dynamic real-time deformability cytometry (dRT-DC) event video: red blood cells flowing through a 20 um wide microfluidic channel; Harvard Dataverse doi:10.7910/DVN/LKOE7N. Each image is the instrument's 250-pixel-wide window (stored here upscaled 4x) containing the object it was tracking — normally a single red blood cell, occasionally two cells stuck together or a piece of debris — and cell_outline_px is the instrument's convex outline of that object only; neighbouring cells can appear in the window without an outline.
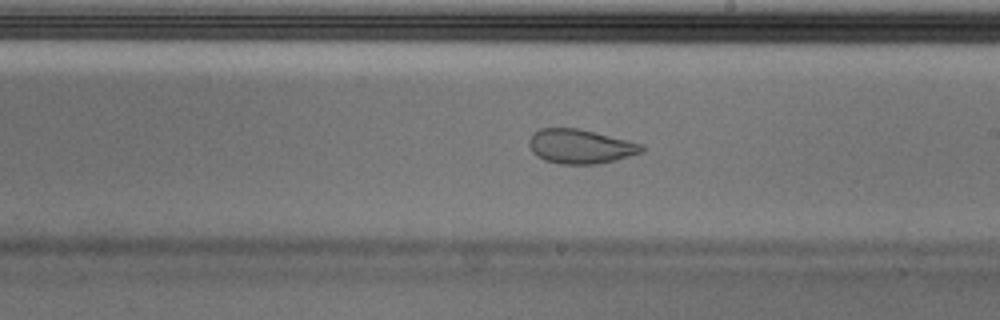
{"species": "Egyptian fruit bat (a non-hibernating species)", "species_latin": "Rousettus aegyptiacus", "temperature_condition": "cold", "stored_images_in_passage": 46, "camera_frame_rate_fps": 3000, "um_per_image_px": 0.085, "animal": {"sex": "male"}, "frame": {"image": 1, "passage_image": 27, "time_ms": 8.667, "image_size_px": [1000, 320], "cell_outline_px": [[644, 152], [616, 160], [596, 164], [560, 164], [544, 160], [536, 156], [532, 152], [528, 144], [528, 140], [532, 132], [540, 128], [580, 128], [644, 144]], "centroid_in_image_um": [49.32, 12.44], "position_along_channel_um": 239.7, "area_um2": 22.89}, "authors_computed_cell_mechanics": {"area_um2": 25.4609, "velocity_mm_per_s": 3.7076, "shape_relaxation_time_tau1_ms": null, "shape_relaxation_time_tau2_ms": 0.9878, "deformation_change_tau1": null, "deformation_change_tau2": 0.0619}}